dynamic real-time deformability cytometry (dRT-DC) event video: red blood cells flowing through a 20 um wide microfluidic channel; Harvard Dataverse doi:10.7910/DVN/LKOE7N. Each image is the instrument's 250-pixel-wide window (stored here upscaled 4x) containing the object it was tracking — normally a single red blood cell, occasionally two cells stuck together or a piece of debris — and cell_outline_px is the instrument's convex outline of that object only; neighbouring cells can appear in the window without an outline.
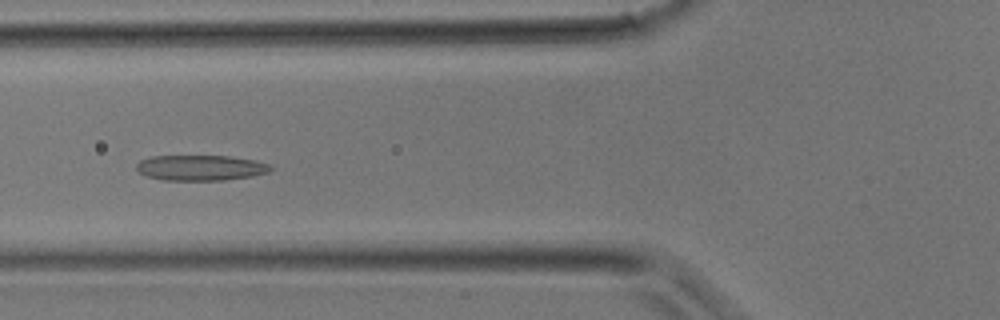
{"species": "common noctule bat (a hibernating species)", "species_latin": "Nyctalus noctula", "temperature_condition": "room temperature", "stored_images_in_passage": 34, "camera_frame_rate_fps": 3000, "um_per_image_px": 0.085, "animal": {"sex": "male", "body_mass_g": 17.9}, "frame": {"image": 1, "passage_image": 13, "time_ms": 4.0, "image_size_px": [1000, 320], "cell_outline_px": [[272, 168], [268, 172], [252, 176], [224, 180], [164, 180], [148, 176], [140, 172], [136, 168], [136, 164], [140, 160], [152, 156], [228, 156], [252, 160], [268, 164]], "centroid_in_image_um": [17.02, 14.26], "position_along_channel_um": 108.8, "area_um2": 19.65}}
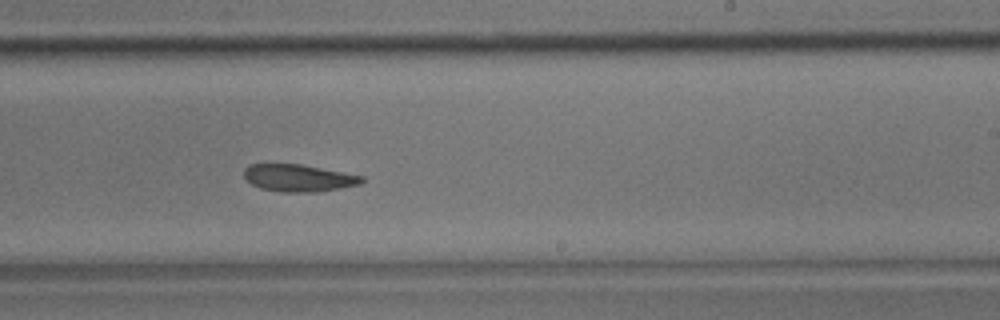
{"frame": {"image": 2, "passage_image": 21, "time_ms": 6.667, "image_size_px": [1000, 320], "cell_outline_px": [[364, 180], [360, 184], [340, 188], [316, 192], [280, 192], [260, 188], [252, 184], [244, 176], [244, 168], [248, 164], [300, 164], [364, 176]], "centroid_in_image_um": [25.36, 15.13], "position_along_channel_um": 263.6, "area_um2": 18.61}}
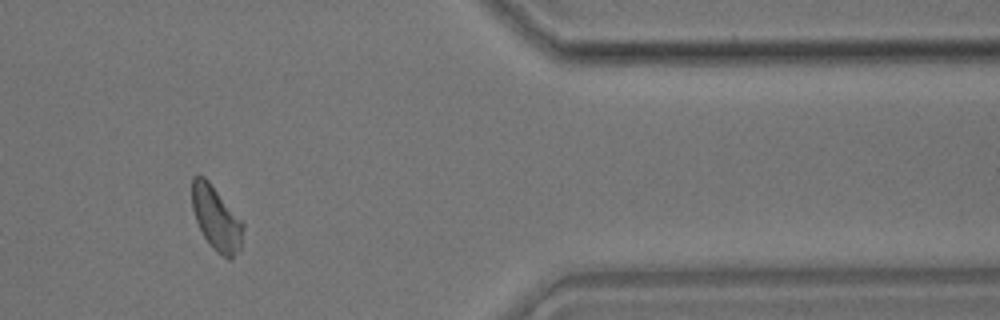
{"frame": {"image": 3, "passage_image": 29, "time_ms": 9.333, "image_size_px": [1000, 320], "cell_outline_px": [[244, 228], [240, 248], [232, 260], [228, 260], [216, 252], [212, 248], [204, 236], [196, 220], [192, 208], [192, 176], [204, 176], [208, 180], [244, 224]], "centroid_in_image_um": [18.38, 18.59], "position_along_channel_um": 393.0, "area_um2": 18.9}}